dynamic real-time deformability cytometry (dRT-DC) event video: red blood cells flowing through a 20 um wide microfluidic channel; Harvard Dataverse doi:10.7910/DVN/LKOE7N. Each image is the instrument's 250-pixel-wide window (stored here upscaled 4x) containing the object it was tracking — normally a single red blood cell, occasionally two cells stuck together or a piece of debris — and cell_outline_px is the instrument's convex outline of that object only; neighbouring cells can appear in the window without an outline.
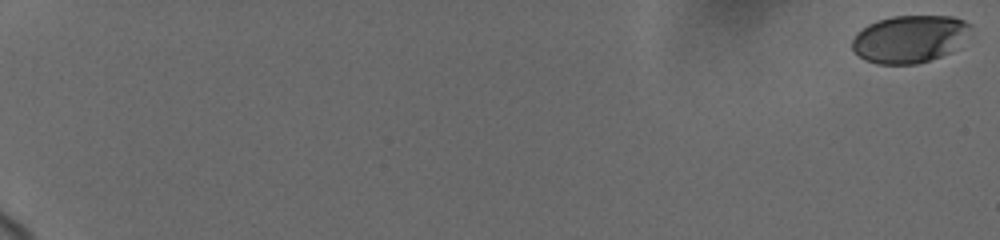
{"species": "human", "species_latin": "Homo sapiens", "temperature_condition": "cold", "stored_images_in_passage": 34, "camera_frame_rate_fps": 3000, "um_per_image_px": 0.085, "donor": {"sex": "female"}, "frame": {"image": 1, "passage_image": 1, "time_ms": 0.0, "image_size_px": [1000, 240], "cell_outline_px": [[972, 24], [948, 52], [940, 56], [916, 64], [876, 64], [864, 60], [852, 48], [852, 40], [856, 32], [868, 24], [892, 16], [952, 16], [964, 20]], "centroid_in_image_um": [77.2, 3.3], "position_along_channel_um": 7.8, "area_um2": 31.96}}
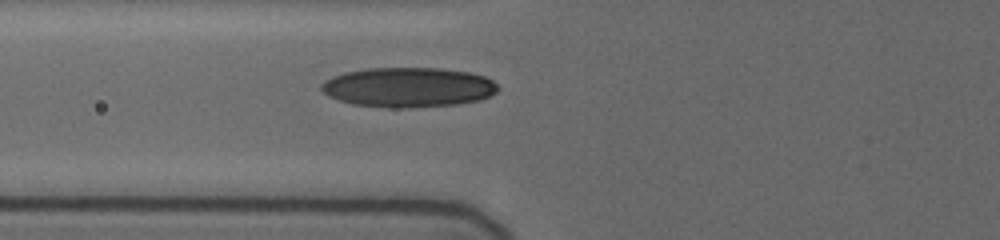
{"frame": {"image": 2, "passage_image": 30, "time_ms": 8.667, "image_size_px": [1000, 240], "cell_outline_px": [[500, 88], [496, 92], [480, 100], [456, 104], [404, 108], [396, 108], [352, 104], [328, 96], [320, 88], [320, 84], [324, 80], [332, 76], [344, 72], [368, 68], [440, 68], [468, 72], [484, 76], [492, 80]], "centroid_in_image_um": [34.68, 7.41], "position_along_channel_um": 91.1, "area_um2": 40.92}}
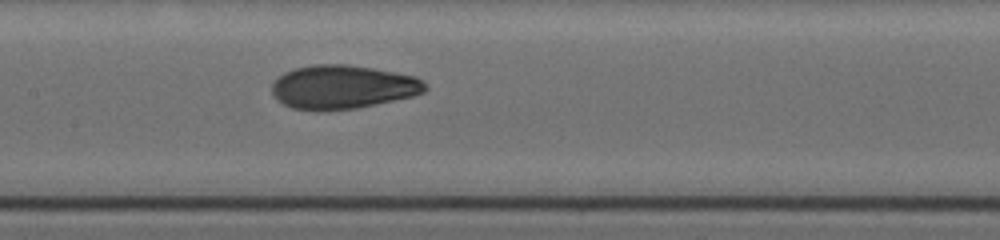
{"frame": {"image": 3, "passage_image": 34, "time_ms": 11.0, "image_size_px": [1000, 240], "cell_outline_px": [[428, 88], [424, 92], [412, 96], [356, 108], [292, 108], [284, 104], [272, 92], [272, 84], [284, 72], [292, 68], [312, 64], [348, 64], [372, 68], [416, 76], [424, 80]], "centroid_in_image_um": [29.18, 7.35], "position_along_channel_um": 178.2, "area_um2": 38.32}}